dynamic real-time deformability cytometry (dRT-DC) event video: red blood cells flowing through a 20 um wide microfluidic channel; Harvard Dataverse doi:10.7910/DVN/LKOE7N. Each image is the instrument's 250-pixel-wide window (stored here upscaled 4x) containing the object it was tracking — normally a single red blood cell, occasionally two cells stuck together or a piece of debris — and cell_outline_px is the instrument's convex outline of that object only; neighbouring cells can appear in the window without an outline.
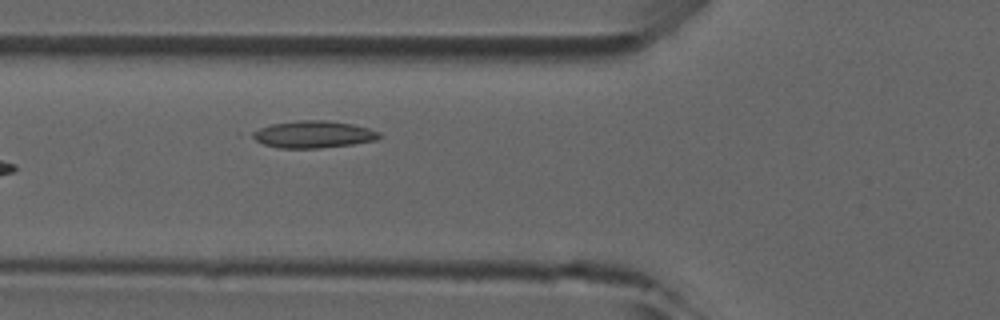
{"species": "common noctule bat (a hibernating species)", "species_latin": "Nyctalus noctula", "temperature_condition": "room temperature", "stored_images_in_passage": 7, "camera_frame_rate_fps": 3000, "um_per_image_px": 0.085, "animal": {"sex": "male", "forearm_length_mm": 52.5}, "frame": {"image": 1, "passage_image": 6, "time_ms": 5.333, "image_size_px": [1000, 320], "cell_outline_px": [[384, 136], [376, 140], [352, 144], [320, 148], [280, 148], [264, 144], [248, 136], [252, 132], [260, 128], [272, 124], [296, 120], [324, 120], [352, 124], [368, 128], [380, 132]], "centroid_in_image_um": [26.64, 11.42], "position_along_channel_um": 99.2, "area_um2": 20.06}}